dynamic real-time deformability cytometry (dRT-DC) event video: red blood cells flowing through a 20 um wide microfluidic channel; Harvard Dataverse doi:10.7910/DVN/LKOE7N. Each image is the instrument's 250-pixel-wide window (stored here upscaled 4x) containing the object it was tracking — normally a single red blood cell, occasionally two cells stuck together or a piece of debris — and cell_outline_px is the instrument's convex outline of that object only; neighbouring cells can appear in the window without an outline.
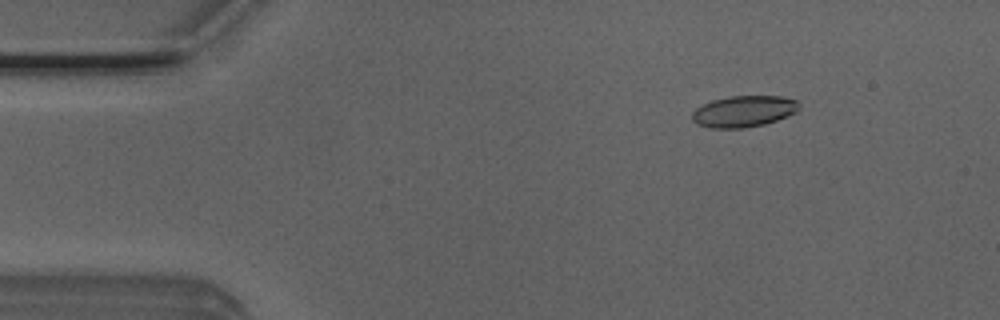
{"species": "Egyptian fruit bat (a non-hibernating species)", "species_latin": "Rousettus aegyptiacus", "temperature_condition": "room temperature", "stored_images_in_passage": 5, "camera_frame_rate_fps": 3000, "um_per_image_px": 0.085, "animal": {"sex": "male"}, "frame": {"image": 1, "passage_image": 2, "time_ms": 0.333, "image_size_px": [1000, 320], "cell_outline_px": [[800, 108], [796, 112], [776, 120], [764, 124], [744, 128], [712, 128], [696, 124], [692, 120], [692, 112], [696, 108], [712, 100], [728, 96], [780, 96], [796, 100], [800, 104]], "centroid_in_image_um": [63.21, 9.46], "position_along_channel_um": 21.8, "area_um2": 19.54}}
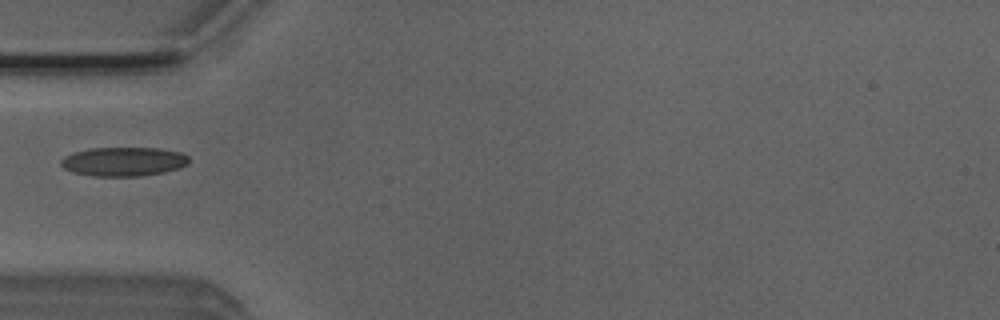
{"frame": {"image": 2, "passage_image": 5, "time_ms": 1.333, "image_size_px": [1000, 320], "cell_outline_px": [[188, 164], [180, 168], [164, 172], [140, 176], [92, 176], [72, 172], [64, 168], [60, 164], [60, 160], [64, 156], [72, 152], [92, 148], [160, 148], [180, 152], [188, 156]], "centroid_in_image_um": [10.49, 13.73], "position_along_channel_um": 74.5, "area_um2": 21.79}}